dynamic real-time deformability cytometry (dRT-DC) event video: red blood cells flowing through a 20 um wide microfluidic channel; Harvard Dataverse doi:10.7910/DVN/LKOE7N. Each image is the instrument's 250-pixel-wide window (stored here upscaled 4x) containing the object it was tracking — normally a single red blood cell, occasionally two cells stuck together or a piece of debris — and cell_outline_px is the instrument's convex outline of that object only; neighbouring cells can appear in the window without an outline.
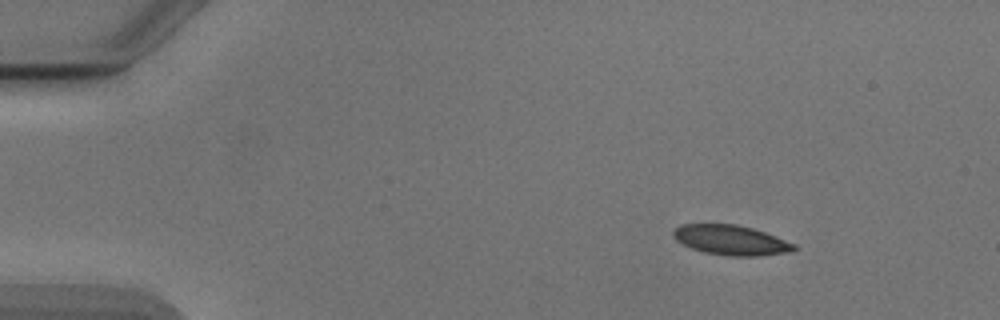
{"species": "Egyptian fruit bat (a non-hibernating species)", "species_latin": "Rousettus aegyptiacus", "temperature_condition": "cold", "stored_images_in_passage": 53, "camera_frame_rate_fps": 3000, "um_per_image_px": 0.085, "animal": {"sex": "male"}, "frame": {"image": 1, "passage_image": 7, "time_ms": 2.0, "image_size_px": [1000, 320], "cell_outline_px": [[796, 248], [788, 252], [760, 256], [728, 256], [704, 252], [692, 248], [676, 240], [672, 236], [672, 232], [680, 224], [736, 224], [752, 228], [776, 236], [796, 244]], "centroid_in_image_um": [62.12, 20.41], "position_along_channel_um": 22.9, "area_um2": 20.98}}
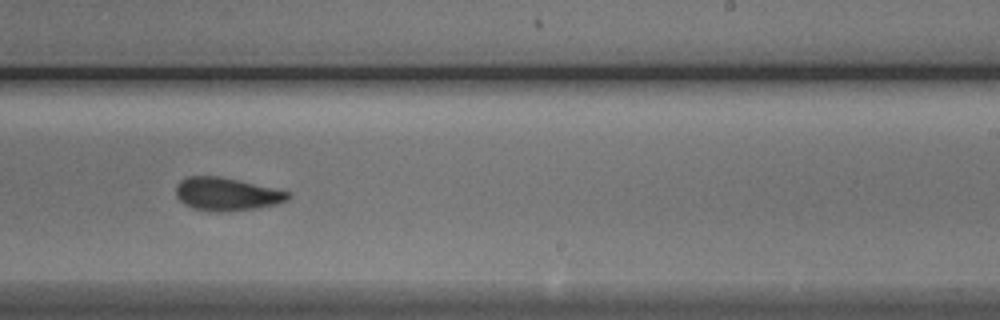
{"frame": {"image": 2, "passage_image": 33, "time_ms": 10.667, "image_size_px": [1000, 320], "cell_outline_px": [[292, 196], [288, 200], [276, 204], [256, 208], [228, 212], [216, 212], [192, 208], [184, 204], [176, 196], [176, 184], [180, 180], [188, 176], [220, 176], [292, 192]], "centroid_in_image_um": [19.27, 16.5], "position_along_channel_um": 269.7, "area_um2": 21.79}}
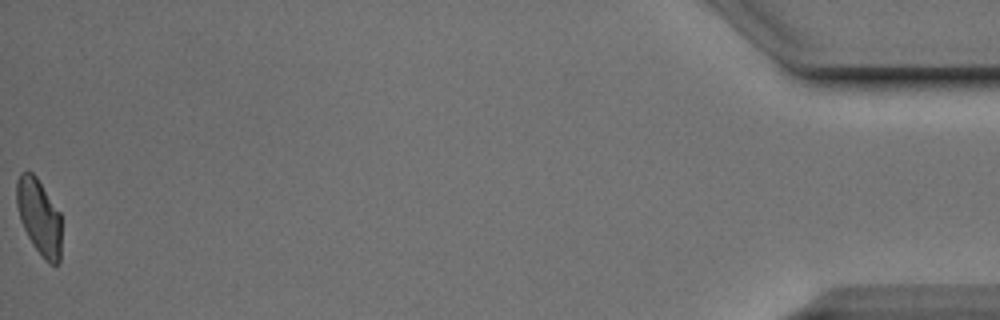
{"frame": {"image": 3, "passage_image": 53, "time_ms": 17.333, "image_size_px": [1000, 320], "cell_outline_px": [[60, 260], [56, 264], [48, 264], [44, 260], [32, 244], [20, 220], [16, 204], [16, 180], [20, 172], [32, 172], [36, 176], [60, 212]], "centroid_in_image_um": [3.3, 18.42], "position_along_channel_um": 431.9, "area_um2": 19.83}, "authors_computed_cell_mechanics": {"area_um2": 21.5016, "velocity_mm_per_s": 3.8786, "shape_relaxation_time_tau1_ms": 5.337, "shape_relaxation_time_tau2_ms": 2.0356, "deformation_change_tau1": 0.1446, "deformation_change_tau2": 0.0738}}